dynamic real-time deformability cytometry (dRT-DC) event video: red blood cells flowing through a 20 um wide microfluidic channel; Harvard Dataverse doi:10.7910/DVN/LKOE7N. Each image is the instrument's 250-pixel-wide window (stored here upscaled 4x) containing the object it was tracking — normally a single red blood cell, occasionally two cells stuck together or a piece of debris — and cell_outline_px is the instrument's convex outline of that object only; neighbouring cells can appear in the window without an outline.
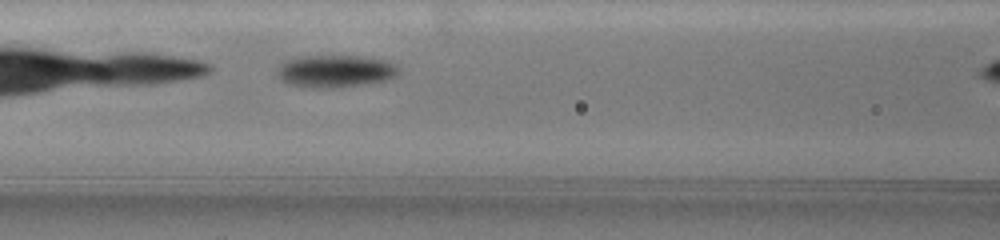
{"species": "common noctule bat (a hibernating species)", "species_latin": "Nyctalus noctula", "temperature_condition": "warm", "stored_images_in_passage": 15, "camera_frame_rate_fps": 3000, "um_per_image_px": 0.085, "animal": {"sex": "female", "body_mass_g": 19.5, "forearm_length_mm": 54.1}, "frame": {"image": 1, "passage_image": 6, "time_ms": 0.667, "image_size_px": [1000, 240], "cell_outline_px": [[396, 72], [392, 76], [384, 80], [364, 84], [332, 88], [312, 88], [292, 84], [284, 80], [280, 76], [280, 68], [288, 60], [308, 56], [360, 56], [384, 60], [392, 64], [396, 68]], "centroid_in_image_um": [28.52, 6.05], "position_along_channel_um": 138.1, "area_um2": 21.85}}
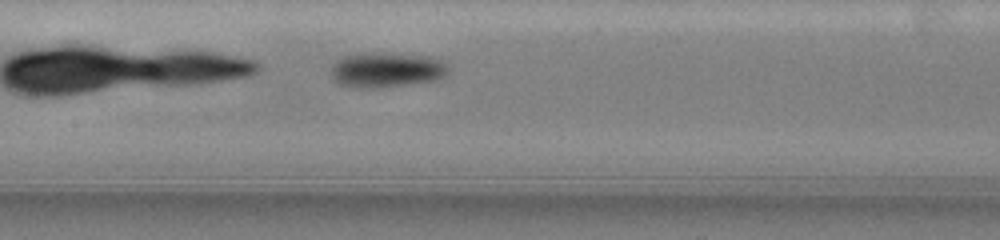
{"frame": {"image": 2, "passage_image": 12, "time_ms": 1.667, "image_size_px": [1000, 240], "cell_outline_px": [[448, 72], [444, 76], [436, 80], [380, 88], [352, 88], [340, 84], [332, 76], [332, 64], [340, 56], [364, 52], [384, 52], [432, 56], [448, 60]], "centroid_in_image_um": [32.89, 5.91], "position_along_channel_um": 174.5, "area_um2": 24.74}}